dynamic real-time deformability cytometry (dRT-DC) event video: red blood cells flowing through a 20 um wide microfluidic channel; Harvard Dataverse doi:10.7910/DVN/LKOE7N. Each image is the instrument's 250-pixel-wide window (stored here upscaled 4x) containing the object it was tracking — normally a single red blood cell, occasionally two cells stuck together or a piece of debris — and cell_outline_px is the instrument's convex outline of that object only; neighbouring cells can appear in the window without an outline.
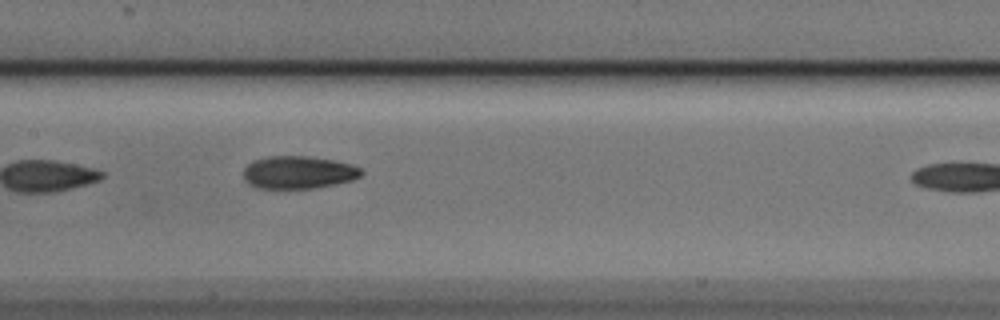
{"species": "Egyptian fruit bat (a non-hibernating species)", "species_latin": "Rousettus aegyptiacus", "temperature_condition": "cold", "stored_images_in_passage": 7, "camera_frame_rate_fps": 3000, "um_per_image_px": 0.085, "animal": {"sex": "male"}, "frame": {"image": 1, "passage_image": 5, "time_ms": 1.333, "image_size_px": [1000, 320], "cell_outline_px": [[364, 172], [360, 176], [352, 180], [316, 188], [256, 188], [248, 184], [244, 180], [244, 168], [252, 160], [268, 156], [308, 156], [332, 160], [352, 164], [360, 168]], "centroid_in_image_um": [25.34, 14.65], "position_along_channel_um": 182.1, "area_um2": 22.54}}